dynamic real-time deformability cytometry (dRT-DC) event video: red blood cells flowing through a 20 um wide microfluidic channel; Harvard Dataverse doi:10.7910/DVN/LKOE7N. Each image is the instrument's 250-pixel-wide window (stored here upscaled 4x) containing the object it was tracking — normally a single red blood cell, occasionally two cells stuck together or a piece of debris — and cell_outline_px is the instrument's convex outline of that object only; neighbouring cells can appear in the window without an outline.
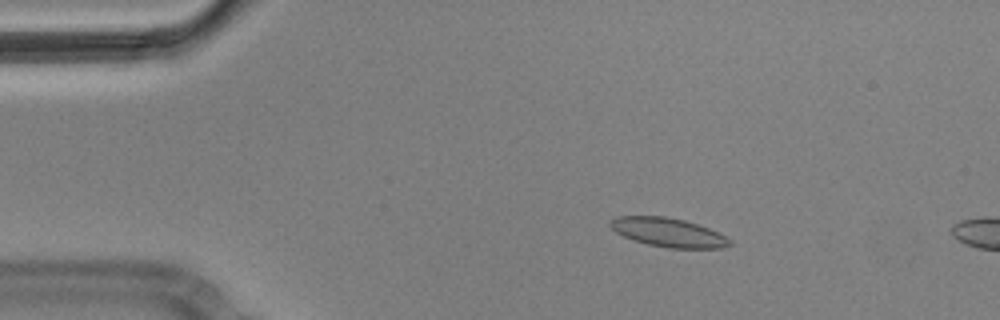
{"species": "Egyptian fruit bat (a non-hibernating species)", "species_latin": "Rousettus aegyptiacus", "temperature_condition": "cold", "stored_images_in_passage": 4, "camera_frame_rate_fps": 3000, "um_per_image_px": 0.085, "animal": {"sex": "male"}, "frame": {"image": 1, "passage_image": 2, "time_ms": 0.333, "image_size_px": [1000, 320], "cell_outline_px": [[732, 244], [720, 248], [668, 248], [648, 244], [632, 240], [616, 232], [608, 224], [608, 220], [616, 216], [664, 216], [684, 220], [708, 228], [732, 240]], "centroid_in_image_um": [56.75, 19.75], "position_along_channel_um": 28.2, "area_um2": 20.06}}